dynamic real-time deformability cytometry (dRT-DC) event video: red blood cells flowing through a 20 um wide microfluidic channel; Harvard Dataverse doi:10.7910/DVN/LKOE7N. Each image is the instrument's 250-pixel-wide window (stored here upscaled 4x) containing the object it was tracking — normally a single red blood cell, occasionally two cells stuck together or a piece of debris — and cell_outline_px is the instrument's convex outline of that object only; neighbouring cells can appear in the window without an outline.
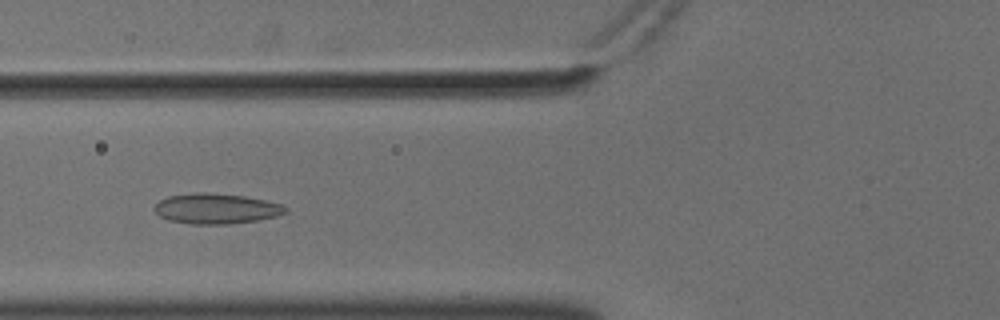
{"species": "common noctule bat (a hibernating species)", "species_latin": "Nyctalus noctula", "temperature_condition": "cold", "stored_images_in_passage": 58, "camera_frame_rate_fps": 3000, "um_per_image_px": 0.085, "animal": {"sex": "male", "body_mass_g": 18.8}, "frame": {"image": 1, "passage_image": 23, "time_ms": 7.333, "image_size_px": [1000, 320], "cell_outline_px": [[288, 212], [276, 216], [256, 220], [228, 224], [192, 224], [168, 220], [160, 216], [152, 208], [160, 200], [168, 196], [196, 192], [208, 192], [244, 196], [284, 204], [288, 208]], "centroid_in_image_um": [18.38, 17.73], "position_along_channel_um": 107.4, "area_um2": 23.24}}
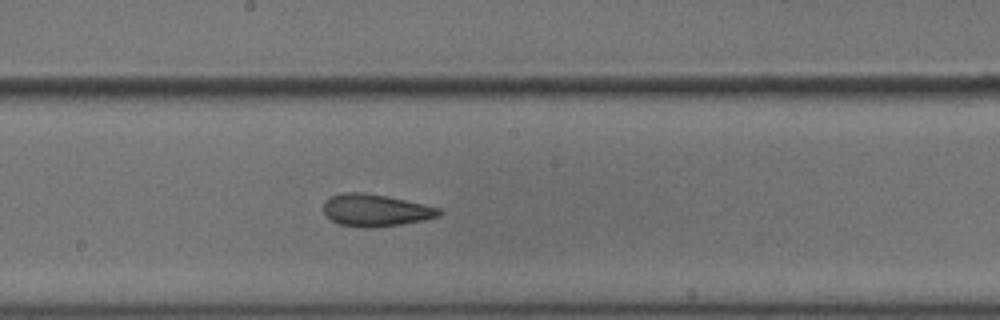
{"frame": {"image": 2, "passage_image": 32, "time_ms": 10.333, "image_size_px": [1000, 320], "cell_outline_px": [[444, 212], [440, 216], [424, 220], [400, 224], [368, 228], [340, 224], [324, 216], [324, 204], [332, 196], [340, 192], [364, 192], [388, 196], [440, 208]], "centroid_in_image_um": [31.94, 17.86], "position_along_channel_um": 216.3, "area_um2": 21.62}}
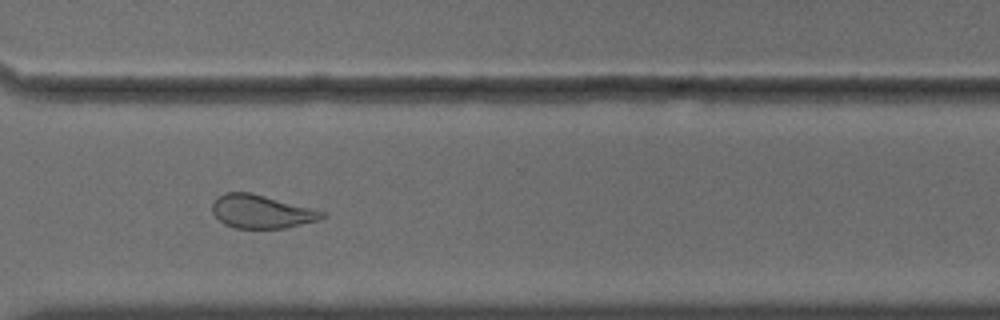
{"frame": {"image": 3, "passage_image": 43, "time_ms": 14.0, "image_size_px": [1000, 320], "cell_outline_px": [[324, 216], [320, 220], [284, 228], [236, 228], [224, 224], [212, 212], [212, 204], [216, 196], [224, 192], [252, 192], [324, 212]], "centroid_in_image_um": [22.16, 17.97], "position_along_channel_um": 348.4, "area_um2": 21.21}}